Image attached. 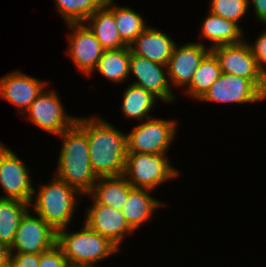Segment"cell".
<instances>
[{
    "mask_svg": "<svg viewBox=\"0 0 266 267\" xmlns=\"http://www.w3.org/2000/svg\"><path fill=\"white\" fill-rule=\"evenodd\" d=\"M58 136L63 138V146L55 176L76 188L84 196L92 190L98 179L90 163L87 119L77 118L71 128Z\"/></svg>",
    "mask_w": 266,
    "mask_h": 267,
    "instance_id": "6da1fadb",
    "label": "cell"
},
{
    "mask_svg": "<svg viewBox=\"0 0 266 267\" xmlns=\"http://www.w3.org/2000/svg\"><path fill=\"white\" fill-rule=\"evenodd\" d=\"M87 139L90 163L96 177L122 176L127 156V134L95 116L87 119Z\"/></svg>",
    "mask_w": 266,
    "mask_h": 267,
    "instance_id": "7a4b0ae2",
    "label": "cell"
},
{
    "mask_svg": "<svg viewBox=\"0 0 266 267\" xmlns=\"http://www.w3.org/2000/svg\"><path fill=\"white\" fill-rule=\"evenodd\" d=\"M56 245L70 265L94 267L95 263L119 252V248L107 238L90 229L86 224L80 231H56Z\"/></svg>",
    "mask_w": 266,
    "mask_h": 267,
    "instance_id": "3957f363",
    "label": "cell"
},
{
    "mask_svg": "<svg viewBox=\"0 0 266 267\" xmlns=\"http://www.w3.org/2000/svg\"><path fill=\"white\" fill-rule=\"evenodd\" d=\"M35 190L36 200L32 199L30 203L35 214L56 231L67 228L78 203L76 195L82 194L56 176L50 183L40 186L39 191Z\"/></svg>",
    "mask_w": 266,
    "mask_h": 267,
    "instance_id": "277c9868",
    "label": "cell"
},
{
    "mask_svg": "<svg viewBox=\"0 0 266 267\" xmlns=\"http://www.w3.org/2000/svg\"><path fill=\"white\" fill-rule=\"evenodd\" d=\"M166 155L127 153L123 176L132 187L153 191L162 182L179 175V171L170 165Z\"/></svg>",
    "mask_w": 266,
    "mask_h": 267,
    "instance_id": "5b68a950",
    "label": "cell"
},
{
    "mask_svg": "<svg viewBox=\"0 0 266 267\" xmlns=\"http://www.w3.org/2000/svg\"><path fill=\"white\" fill-rule=\"evenodd\" d=\"M176 121L151 117L127 134V153L166 154L176 135Z\"/></svg>",
    "mask_w": 266,
    "mask_h": 267,
    "instance_id": "8992f818",
    "label": "cell"
},
{
    "mask_svg": "<svg viewBox=\"0 0 266 267\" xmlns=\"http://www.w3.org/2000/svg\"><path fill=\"white\" fill-rule=\"evenodd\" d=\"M211 51L217 57L222 73L248 79L266 95V78L259 71L246 40L236 44L219 45L211 48Z\"/></svg>",
    "mask_w": 266,
    "mask_h": 267,
    "instance_id": "52a82bcc",
    "label": "cell"
},
{
    "mask_svg": "<svg viewBox=\"0 0 266 267\" xmlns=\"http://www.w3.org/2000/svg\"><path fill=\"white\" fill-rule=\"evenodd\" d=\"M46 88L38 95L35 101L28 107L23 116L53 135H60L63 131L71 128L78 117L67 116L60 98L55 90L46 91Z\"/></svg>",
    "mask_w": 266,
    "mask_h": 267,
    "instance_id": "ba28073f",
    "label": "cell"
},
{
    "mask_svg": "<svg viewBox=\"0 0 266 267\" xmlns=\"http://www.w3.org/2000/svg\"><path fill=\"white\" fill-rule=\"evenodd\" d=\"M28 210L19 222L10 253L41 254L56 244L54 230L40 216H32Z\"/></svg>",
    "mask_w": 266,
    "mask_h": 267,
    "instance_id": "9c48e42d",
    "label": "cell"
},
{
    "mask_svg": "<svg viewBox=\"0 0 266 267\" xmlns=\"http://www.w3.org/2000/svg\"><path fill=\"white\" fill-rule=\"evenodd\" d=\"M72 30L69 34L68 54L79 71L91 75L97 67L104 49L87 23H68Z\"/></svg>",
    "mask_w": 266,
    "mask_h": 267,
    "instance_id": "30bf717a",
    "label": "cell"
},
{
    "mask_svg": "<svg viewBox=\"0 0 266 267\" xmlns=\"http://www.w3.org/2000/svg\"><path fill=\"white\" fill-rule=\"evenodd\" d=\"M11 149L0 156V185L6 192L1 198L18 199L31 203L34 188L28 168Z\"/></svg>",
    "mask_w": 266,
    "mask_h": 267,
    "instance_id": "8fae6325",
    "label": "cell"
},
{
    "mask_svg": "<svg viewBox=\"0 0 266 267\" xmlns=\"http://www.w3.org/2000/svg\"><path fill=\"white\" fill-rule=\"evenodd\" d=\"M266 95L248 79L222 73L219 79L199 99L206 102L254 103Z\"/></svg>",
    "mask_w": 266,
    "mask_h": 267,
    "instance_id": "7c38bea8",
    "label": "cell"
},
{
    "mask_svg": "<svg viewBox=\"0 0 266 267\" xmlns=\"http://www.w3.org/2000/svg\"><path fill=\"white\" fill-rule=\"evenodd\" d=\"M137 78L132 84L142 87L145 91L151 92L154 96L172 103L175 96L169 82L167 67L163 64L152 62L144 57L135 55L130 50V69Z\"/></svg>",
    "mask_w": 266,
    "mask_h": 267,
    "instance_id": "4fadbf2b",
    "label": "cell"
},
{
    "mask_svg": "<svg viewBox=\"0 0 266 267\" xmlns=\"http://www.w3.org/2000/svg\"><path fill=\"white\" fill-rule=\"evenodd\" d=\"M86 212L85 224L120 248V242L134 230L129 226L122 211L93 201Z\"/></svg>",
    "mask_w": 266,
    "mask_h": 267,
    "instance_id": "5bb4252c",
    "label": "cell"
},
{
    "mask_svg": "<svg viewBox=\"0 0 266 267\" xmlns=\"http://www.w3.org/2000/svg\"><path fill=\"white\" fill-rule=\"evenodd\" d=\"M211 49L202 43H187L173 48L172 55L166 65L170 85L188 86L201 60Z\"/></svg>",
    "mask_w": 266,
    "mask_h": 267,
    "instance_id": "9a60e30c",
    "label": "cell"
},
{
    "mask_svg": "<svg viewBox=\"0 0 266 267\" xmlns=\"http://www.w3.org/2000/svg\"><path fill=\"white\" fill-rule=\"evenodd\" d=\"M46 85L47 81L14 71L0 78V96L16 106L20 114H24Z\"/></svg>",
    "mask_w": 266,
    "mask_h": 267,
    "instance_id": "2e32d148",
    "label": "cell"
},
{
    "mask_svg": "<svg viewBox=\"0 0 266 267\" xmlns=\"http://www.w3.org/2000/svg\"><path fill=\"white\" fill-rule=\"evenodd\" d=\"M174 46L175 42L169 35L148 26L129 47L133 54L166 66Z\"/></svg>",
    "mask_w": 266,
    "mask_h": 267,
    "instance_id": "e0dca14e",
    "label": "cell"
},
{
    "mask_svg": "<svg viewBox=\"0 0 266 267\" xmlns=\"http://www.w3.org/2000/svg\"><path fill=\"white\" fill-rule=\"evenodd\" d=\"M152 190L133 187L123 205L122 212L129 226L135 231L152 217L156 208L165 204L150 196ZM160 201V202H159Z\"/></svg>",
    "mask_w": 266,
    "mask_h": 267,
    "instance_id": "ac0fdd59",
    "label": "cell"
},
{
    "mask_svg": "<svg viewBox=\"0 0 266 267\" xmlns=\"http://www.w3.org/2000/svg\"><path fill=\"white\" fill-rule=\"evenodd\" d=\"M132 185L122 176L99 177L92 190L86 196L92 201L122 211Z\"/></svg>",
    "mask_w": 266,
    "mask_h": 267,
    "instance_id": "d6986e66",
    "label": "cell"
},
{
    "mask_svg": "<svg viewBox=\"0 0 266 267\" xmlns=\"http://www.w3.org/2000/svg\"><path fill=\"white\" fill-rule=\"evenodd\" d=\"M104 50L120 49L127 45L121 40L114 13L104 4L85 21Z\"/></svg>",
    "mask_w": 266,
    "mask_h": 267,
    "instance_id": "ffe728a7",
    "label": "cell"
},
{
    "mask_svg": "<svg viewBox=\"0 0 266 267\" xmlns=\"http://www.w3.org/2000/svg\"><path fill=\"white\" fill-rule=\"evenodd\" d=\"M202 39H207L213 44L210 49L219 45L236 44L243 41L242 29L238 24L211 12L201 25Z\"/></svg>",
    "mask_w": 266,
    "mask_h": 267,
    "instance_id": "44dd1931",
    "label": "cell"
},
{
    "mask_svg": "<svg viewBox=\"0 0 266 267\" xmlns=\"http://www.w3.org/2000/svg\"><path fill=\"white\" fill-rule=\"evenodd\" d=\"M30 203L0 197V243L12 246L21 218L29 210Z\"/></svg>",
    "mask_w": 266,
    "mask_h": 267,
    "instance_id": "7402d4cb",
    "label": "cell"
},
{
    "mask_svg": "<svg viewBox=\"0 0 266 267\" xmlns=\"http://www.w3.org/2000/svg\"><path fill=\"white\" fill-rule=\"evenodd\" d=\"M222 75L219 61L210 50L201 60L185 93L199 100Z\"/></svg>",
    "mask_w": 266,
    "mask_h": 267,
    "instance_id": "603a6c76",
    "label": "cell"
},
{
    "mask_svg": "<svg viewBox=\"0 0 266 267\" xmlns=\"http://www.w3.org/2000/svg\"><path fill=\"white\" fill-rule=\"evenodd\" d=\"M130 47L104 50L97 64V70L109 81L121 83L128 79L130 73Z\"/></svg>",
    "mask_w": 266,
    "mask_h": 267,
    "instance_id": "cb8c5ba5",
    "label": "cell"
},
{
    "mask_svg": "<svg viewBox=\"0 0 266 267\" xmlns=\"http://www.w3.org/2000/svg\"><path fill=\"white\" fill-rule=\"evenodd\" d=\"M113 2L114 0H106L105 5L114 13L115 23L121 40L127 46H130L148 26L139 13H136L129 7H118Z\"/></svg>",
    "mask_w": 266,
    "mask_h": 267,
    "instance_id": "d4e9b609",
    "label": "cell"
},
{
    "mask_svg": "<svg viewBox=\"0 0 266 267\" xmlns=\"http://www.w3.org/2000/svg\"><path fill=\"white\" fill-rule=\"evenodd\" d=\"M122 110L125 117L136 118L140 122L150 119L149 112L155 105L157 97L142 87L130 84L123 93Z\"/></svg>",
    "mask_w": 266,
    "mask_h": 267,
    "instance_id": "484cf974",
    "label": "cell"
},
{
    "mask_svg": "<svg viewBox=\"0 0 266 267\" xmlns=\"http://www.w3.org/2000/svg\"><path fill=\"white\" fill-rule=\"evenodd\" d=\"M57 11L65 22L81 23L97 9L105 4L106 0H55Z\"/></svg>",
    "mask_w": 266,
    "mask_h": 267,
    "instance_id": "4316f807",
    "label": "cell"
},
{
    "mask_svg": "<svg viewBox=\"0 0 266 267\" xmlns=\"http://www.w3.org/2000/svg\"><path fill=\"white\" fill-rule=\"evenodd\" d=\"M248 0H211L209 11L238 24L248 11Z\"/></svg>",
    "mask_w": 266,
    "mask_h": 267,
    "instance_id": "83f0119b",
    "label": "cell"
},
{
    "mask_svg": "<svg viewBox=\"0 0 266 267\" xmlns=\"http://www.w3.org/2000/svg\"><path fill=\"white\" fill-rule=\"evenodd\" d=\"M67 264L66 257L56 244L40 254L39 267H65Z\"/></svg>",
    "mask_w": 266,
    "mask_h": 267,
    "instance_id": "f1b7e54d",
    "label": "cell"
},
{
    "mask_svg": "<svg viewBox=\"0 0 266 267\" xmlns=\"http://www.w3.org/2000/svg\"><path fill=\"white\" fill-rule=\"evenodd\" d=\"M248 45L250 46L251 52L256 59L259 71L266 78V31L257 38L254 45L252 43H248Z\"/></svg>",
    "mask_w": 266,
    "mask_h": 267,
    "instance_id": "f546056e",
    "label": "cell"
},
{
    "mask_svg": "<svg viewBox=\"0 0 266 267\" xmlns=\"http://www.w3.org/2000/svg\"><path fill=\"white\" fill-rule=\"evenodd\" d=\"M40 254H11L6 267H39Z\"/></svg>",
    "mask_w": 266,
    "mask_h": 267,
    "instance_id": "4dcf8cb0",
    "label": "cell"
},
{
    "mask_svg": "<svg viewBox=\"0 0 266 267\" xmlns=\"http://www.w3.org/2000/svg\"><path fill=\"white\" fill-rule=\"evenodd\" d=\"M252 2L257 20L266 24V0H248Z\"/></svg>",
    "mask_w": 266,
    "mask_h": 267,
    "instance_id": "1f68e13d",
    "label": "cell"
},
{
    "mask_svg": "<svg viewBox=\"0 0 266 267\" xmlns=\"http://www.w3.org/2000/svg\"><path fill=\"white\" fill-rule=\"evenodd\" d=\"M11 256L10 248L0 243V267H6Z\"/></svg>",
    "mask_w": 266,
    "mask_h": 267,
    "instance_id": "d6a6232c",
    "label": "cell"
},
{
    "mask_svg": "<svg viewBox=\"0 0 266 267\" xmlns=\"http://www.w3.org/2000/svg\"><path fill=\"white\" fill-rule=\"evenodd\" d=\"M8 147L4 146L2 142L0 143V156L3 154V152L7 149Z\"/></svg>",
    "mask_w": 266,
    "mask_h": 267,
    "instance_id": "836d02e7",
    "label": "cell"
},
{
    "mask_svg": "<svg viewBox=\"0 0 266 267\" xmlns=\"http://www.w3.org/2000/svg\"><path fill=\"white\" fill-rule=\"evenodd\" d=\"M65 267H83V266H77V265H70V264H67Z\"/></svg>",
    "mask_w": 266,
    "mask_h": 267,
    "instance_id": "e575fe53",
    "label": "cell"
}]
</instances>
